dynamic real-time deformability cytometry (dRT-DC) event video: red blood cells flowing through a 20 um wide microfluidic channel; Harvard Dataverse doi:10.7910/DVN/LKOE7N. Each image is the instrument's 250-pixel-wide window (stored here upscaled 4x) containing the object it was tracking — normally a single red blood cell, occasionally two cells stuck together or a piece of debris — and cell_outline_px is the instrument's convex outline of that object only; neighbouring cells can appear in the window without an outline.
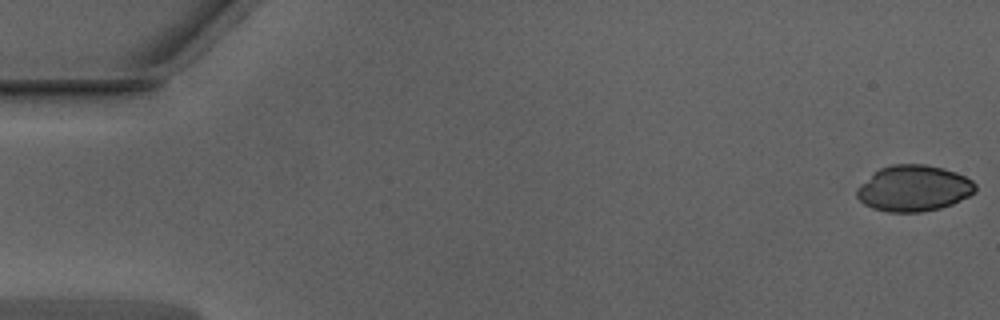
{"species": "Egyptian fruit bat (a non-hibernating species)", "species_latin": "Rousettus aegyptiacus", "temperature_condition": "warm", "stored_images_in_passage": 51, "camera_frame_rate_fps": 3000, "um_per_image_px": 0.085, "animal": {"sex": "male"}, "frame": {"image": 1, "passage_image": 1, "time_ms": 0.0, "image_size_px": [1000, 320], "cell_outline_px": [[976, 192], [952, 204], [940, 208], [920, 212], [888, 212], [872, 208], [864, 204], [856, 196], [856, 188], [880, 168], [892, 164], [928, 164], [944, 168], [956, 172], [972, 180], [976, 184]], "centroid_in_image_um": [77.68, 16.0], "position_along_channel_um": 7.3, "area_um2": 31.85}}
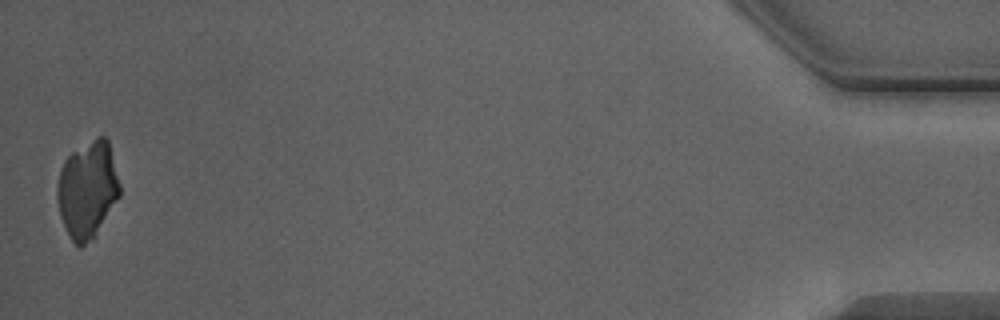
{"frame": {"image": 2, "passage_image": 51, "time_ms": 16.667, "image_size_px": [1000, 320], "cell_outline_px": [[120, 196], [92, 236], [80, 248], [72, 240], [60, 216], [56, 196], [56, 188], [60, 172], [64, 160], [72, 152], [96, 136], [104, 136], [108, 140], [120, 184]], "centroid_in_image_um": [7.42, 16.05], "position_along_channel_um": 427.8, "area_um2": 34.62}}